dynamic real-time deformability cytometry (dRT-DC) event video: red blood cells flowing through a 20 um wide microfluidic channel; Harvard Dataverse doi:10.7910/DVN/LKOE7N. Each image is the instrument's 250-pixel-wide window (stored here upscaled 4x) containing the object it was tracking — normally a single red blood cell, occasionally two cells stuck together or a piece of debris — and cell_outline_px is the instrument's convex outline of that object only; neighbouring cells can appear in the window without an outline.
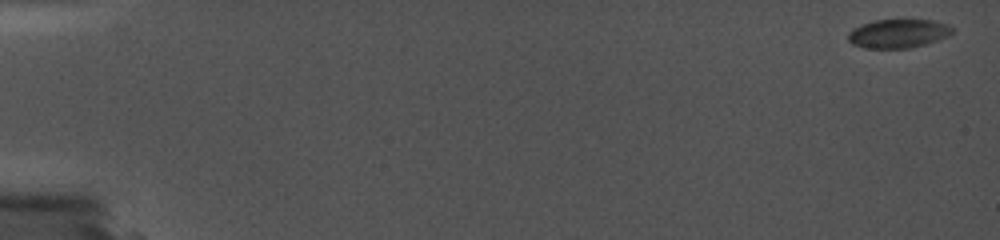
{"species": "common noctule bat (a hibernating species)", "species_latin": "Nyctalus noctula", "temperature_condition": "cold", "stored_images_in_passage": 17, "camera_frame_rate_fps": 5000, "um_per_image_px": 0.085, "animal": {"sex": "female", "body_mass_g": 19.0, "forearm_length_mm": 56.7}, "frame": {"image": 1, "passage_image": 1, "time_ms": 0.0, "image_size_px": [1000, 240], "cell_outline_px": [[956, 28], [948, 36], [924, 44], [908, 48], [864, 48], [852, 44], [848, 40], [848, 32], [852, 28], [876, 20], [932, 20], [948, 24]], "centroid_in_image_um": [76.35, 2.85], "position_along_channel_um": 8.7, "area_um2": 17.4}}
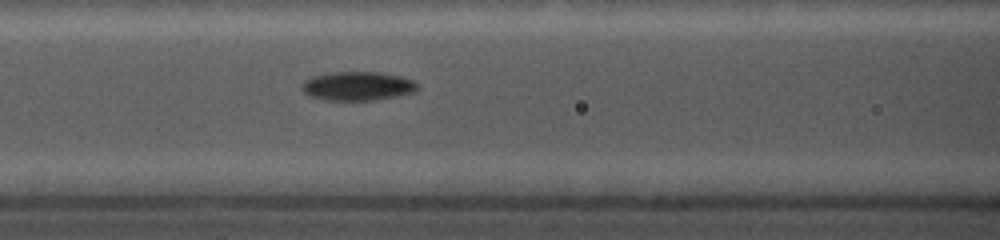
{"frame": {"image": 2, "passage_image": 13, "time_ms": 8.2, "image_size_px": [1000, 240], "cell_outline_px": [[420, 88], [416, 92], [376, 100], [324, 100], [308, 96], [300, 88], [304, 80], [312, 76], [332, 72], [380, 72], [400, 76], [412, 80], [420, 84]], "centroid_in_image_um": [30.41, 7.32], "position_along_channel_um": 136.2, "area_um2": 19.77}}
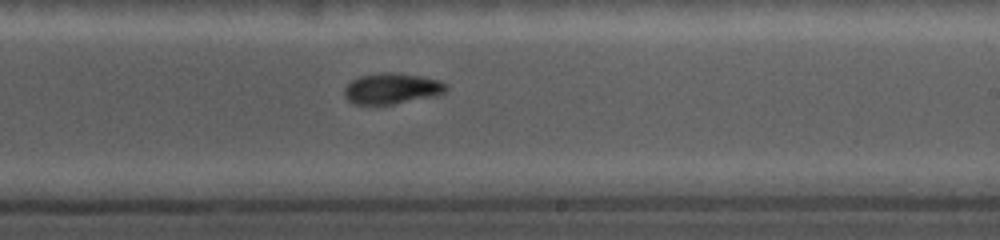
{"frame": {"image": 3, "passage_image": 17, "time_ms": 11.4, "image_size_px": [1000, 240], "cell_outline_px": [[448, 88], [440, 96], [392, 104], [352, 104], [344, 96], [344, 88], [352, 80], [360, 76], [380, 72], [396, 72], [420, 76], [440, 80], [448, 84]], "centroid_in_image_um": [33.35, 7.52], "position_along_channel_um": 255.7, "area_um2": 18.61}}